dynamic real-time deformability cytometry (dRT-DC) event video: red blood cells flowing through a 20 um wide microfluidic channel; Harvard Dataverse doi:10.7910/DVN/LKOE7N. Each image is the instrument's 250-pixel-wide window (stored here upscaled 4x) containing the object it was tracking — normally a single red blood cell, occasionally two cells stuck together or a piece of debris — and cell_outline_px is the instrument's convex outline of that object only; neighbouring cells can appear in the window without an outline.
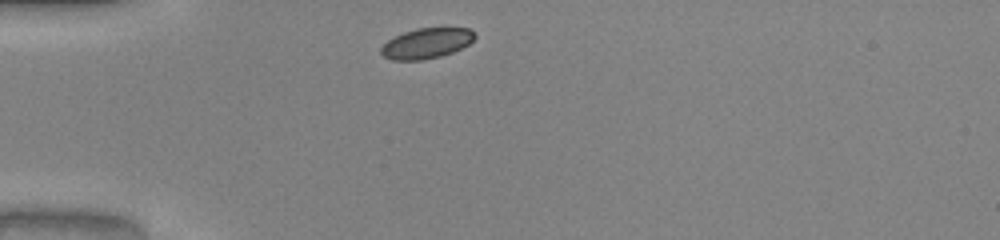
{"species": "common noctule bat (a hibernating species)", "species_latin": "Nyctalus noctula", "temperature_condition": "warm", "stored_images_in_passage": 29, "camera_frame_rate_fps": 3000, "um_per_image_px": 0.085, "animal": {"sex": "male", "body_mass_g": 20.0, "forearm_length_mm": 53.3}, "frame": {"image": 1, "passage_image": 1, "time_ms": 0.0, "image_size_px": [1000, 240], "cell_outline_px": [[476, 36], [468, 44], [452, 52], [440, 56], [420, 60], [392, 60], [384, 56], [380, 52], [380, 48], [388, 40], [404, 32], [416, 28], [468, 28]], "centroid_in_image_um": [36.22, 3.68], "position_along_channel_um": 48.8, "area_um2": 16.3}}
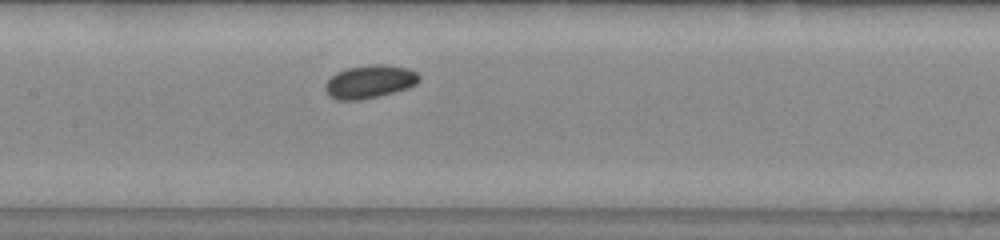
{"frame": {"image": 2, "passage_image": 12, "time_ms": 3.667, "image_size_px": [1000, 240], "cell_outline_px": [[420, 80], [416, 84], [408, 88], [380, 96], [360, 100], [336, 100], [328, 96], [324, 88], [324, 84], [336, 72], [348, 68], [372, 64], [384, 64], [408, 68], [416, 72], [420, 76]], "centroid_in_image_um": [31.41, 6.95], "position_along_channel_um": 176.0, "area_um2": 18.32}}
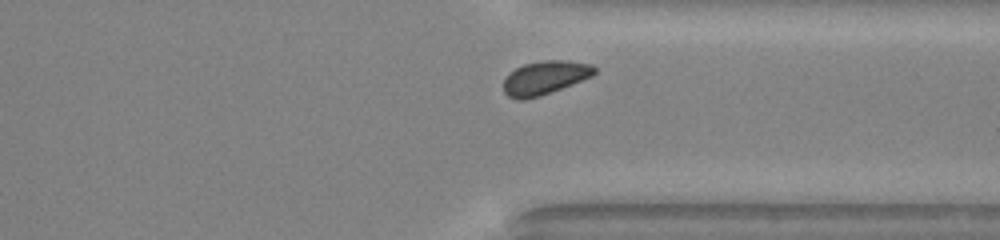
{"frame": {"image": 3, "passage_image": 26, "time_ms": 8.333, "image_size_px": [1000, 240], "cell_outline_px": [[596, 72], [592, 76], [572, 84], [540, 96], [524, 100], [516, 100], [508, 96], [504, 92], [504, 80], [508, 72], [524, 64], [544, 60], [568, 60], [592, 64], [596, 68]], "centroid_in_image_um": [46.31, 6.6], "position_along_channel_um": 365.1, "area_um2": 17.92}}